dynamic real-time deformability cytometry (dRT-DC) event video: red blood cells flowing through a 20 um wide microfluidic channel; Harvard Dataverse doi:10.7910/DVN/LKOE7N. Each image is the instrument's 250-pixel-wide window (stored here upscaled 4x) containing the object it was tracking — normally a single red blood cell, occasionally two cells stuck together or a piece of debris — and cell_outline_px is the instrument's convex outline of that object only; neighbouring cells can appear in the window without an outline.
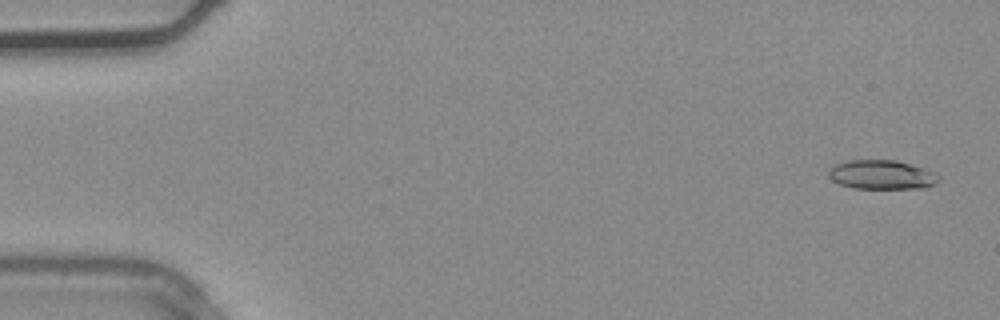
{"species": "common noctule bat (a hibernating species)", "species_latin": "Nyctalus noctula", "temperature_condition": "warm", "stored_images_in_passage": 37, "camera_frame_rate_fps": 3000, "um_per_image_px": 0.085, "animal": {"sex": "male", "body_mass_g": 20.4}, "frame": {"image": 1, "passage_image": 2, "time_ms": 0.333, "image_size_px": [1000, 320], "cell_outline_px": [[940, 180], [924, 188], [852, 188], [840, 184], [832, 180], [828, 176], [828, 172], [836, 164], [852, 160], [896, 160], [924, 168], [936, 172], [940, 176]], "centroid_in_image_um": [74.97, 14.85], "position_along_channel_um": 10.0, "area_um2": 18.61}}
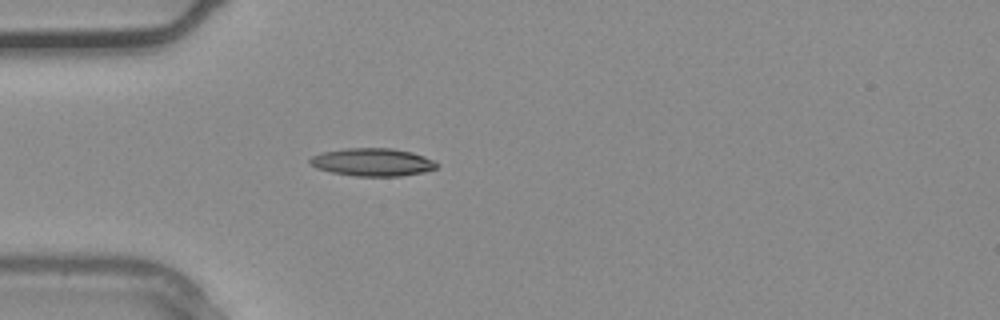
{"frame": {"image": 2, "passage_image": 11, "time_ms": 3.333, "image_size_px": [1000, 320], "cell_outline_px": [[440, 164], [436, 168], [424, 172], [400, 176], [356, 176], [332, 172], [316, 168], [308, 160], [312, 156], [324, 152], [348, 148], [392, 148], [412, 152], [424, 156]], "centroid_in_image_um": [31.69, 13.78], "position_along_channel_um": 53.3, "area_um2": 20.46}}
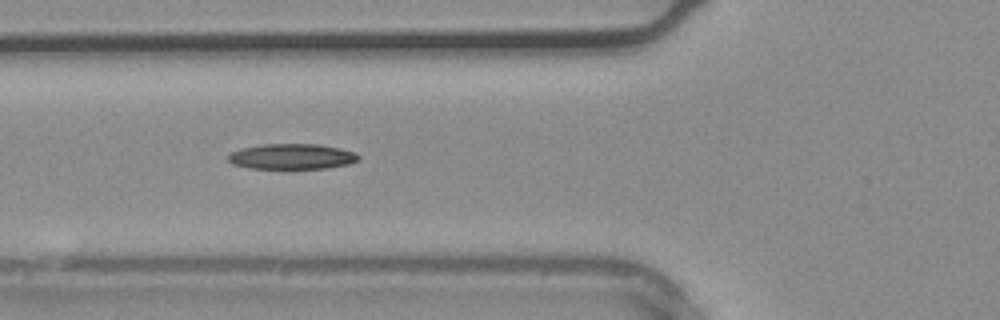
{"frame": {"image": 3, "passage_image": 14, "time_ms": 4.333, "image_size_px": [1000, 320], "cell_outline_px": [[360, 160], [348, 164], [324, 168], [248, 168], [232, 164], [228, 160], [228, 156], [232, 152], [240, 148], [260, 144], [320, 144], [340, 148], [356, 152], [360, 156]], "centroid_in_image_um": [24.82, 13.29], "position_along_channel_um": 101.0, "area_um2": 19.42}}